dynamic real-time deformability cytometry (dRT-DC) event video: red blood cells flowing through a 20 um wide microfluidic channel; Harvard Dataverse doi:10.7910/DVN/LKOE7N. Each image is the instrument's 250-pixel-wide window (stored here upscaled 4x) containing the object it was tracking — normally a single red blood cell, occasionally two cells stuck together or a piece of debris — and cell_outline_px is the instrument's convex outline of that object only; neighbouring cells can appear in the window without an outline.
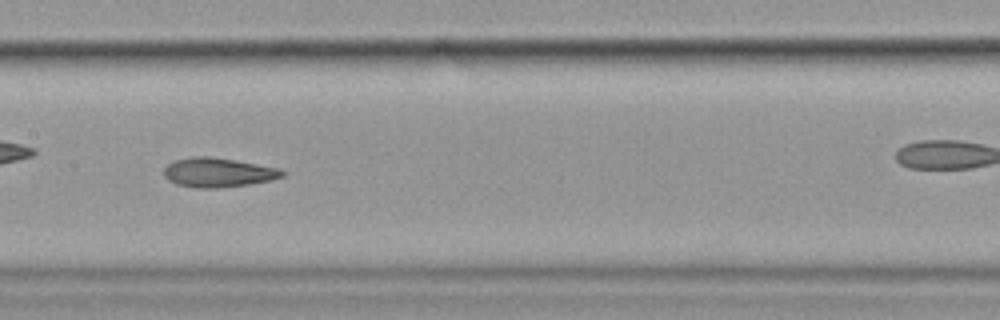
{"species": "common noctule bat (a hibernating species)", "species_latin": "Nyctalus noctula", "temperature_condition": "cold", "stored_images_in_passage": 48, "camera_frame_rate_fps": 3000, "um_per_image_px": 0.085, "animal": {"sex": "female", "body_mass_g": 19.9}, "frame": {"image": 1, "passage_image": 28, "time_ms": 9.0, "image_size_px": [1000, 320], "cell_outline_px": [[288, 172], [284, 176], [272, 180], [248, 184], [216, 188], [196, 188], [176, 184], [168, 180], [164, 176], [164, 168], [168, 164], [176, 160], [192, 156], [208, 156], [280, 168]], "centroid_in_image_um": [18.55, 14.66], "position_along_channel_um": 188.9, "area_um2": 20.17}}